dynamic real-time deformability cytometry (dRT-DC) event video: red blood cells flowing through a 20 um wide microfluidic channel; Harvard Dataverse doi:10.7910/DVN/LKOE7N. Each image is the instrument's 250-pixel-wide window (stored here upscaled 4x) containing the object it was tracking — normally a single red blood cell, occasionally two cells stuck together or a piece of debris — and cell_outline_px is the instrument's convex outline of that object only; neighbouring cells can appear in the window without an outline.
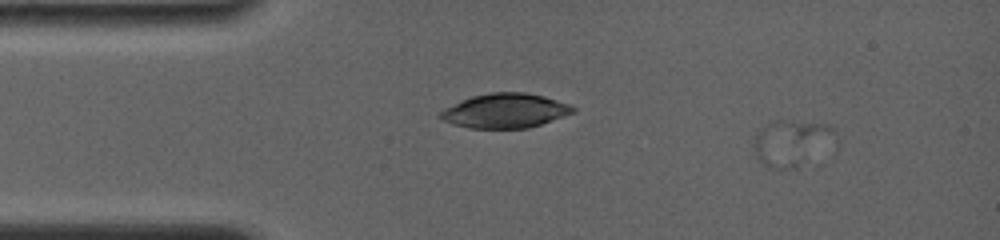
{"species": "common noctule bat (a hibernating species)", "species_latin": "Nyctalus noctula", "temperature_condition": "room temperature", "stored_images_in_passage": 8, "camera_frame_rate_fps": 4000, "um_per_image_px": 0.085, "animal": {"sex": "female", "body_mass_g": 19.0, "forearm_length_mm": 56.7}, "frame": {"image": 1, "passage_image": 3, "time_ms": 2.0, "image_size_px": [1000, 240], "cell_outline_px": [[836, 132], [824, 164], [816, 168], [772, 168], [764, 164], [756, 156], [752, 144], [756, 132], [760, 128], [768, 124], [780, 120], [784, 120], [828, 124]], "centroid_in_image_um": [67.44, 12.26], "position_along_channel_um": 17.6, "area_um2": 23.76}}
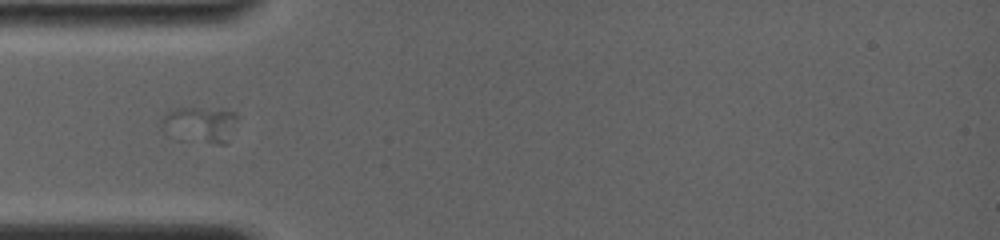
{"frame": {"image": 2, "passage_image": 7, "time_ms": 5.5, "image_size_px": [1000, 240], "cell_outline_px": [[240, 116], [224, 144], [216, 144], [160, 128], [160, 120], [168, 112], [176, 108], [220, 108], [232, 112]], "centroid_in_image_um": [17.09, 10.49], "position_along_channel_um": 67.9, "area_um2": 14.85}}